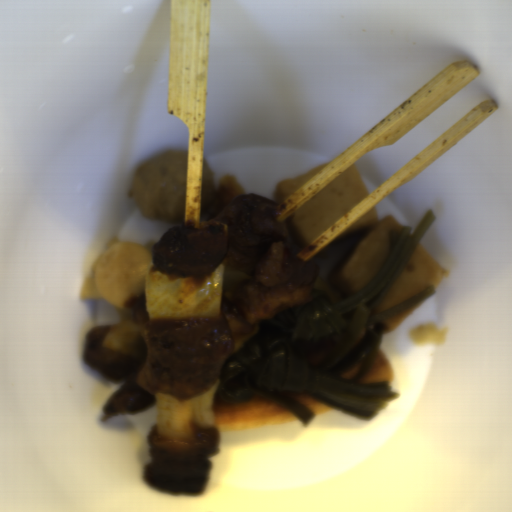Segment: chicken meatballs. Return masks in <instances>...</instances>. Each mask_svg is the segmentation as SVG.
I'll list each match as a JSON object with an SVG mask.
<instances>
[{"label":"chicken meatballs","mask_w":512,"mask_h":512,"mask_svg":"<svg viewBox=\"0 0 512 512\" xmlns=\"http://www.w3.org/2000/svg\"><path fill=\"white\" fill-rule=\"evenodd\" d=\"M217 195V185L215 177L210 167L203 158L201 171V188L199 214L202 216L207 213L213 204Z\"/></svg>","instance_id":"2"},{"label":"chicken meatballs","mask_w":512,"mask_h":512,"mask_svg":"<svg viewBox=\"0 0 512 512\" xmlns=\"http://www.w3.org/2000/svg\"><path fill=\"white\" fill-rule=\"evenodd\" d=\"M188 151H161L135 171L130 200L149 221H186Z\"/></svg>","instance_id":"1"}]
</instances>
